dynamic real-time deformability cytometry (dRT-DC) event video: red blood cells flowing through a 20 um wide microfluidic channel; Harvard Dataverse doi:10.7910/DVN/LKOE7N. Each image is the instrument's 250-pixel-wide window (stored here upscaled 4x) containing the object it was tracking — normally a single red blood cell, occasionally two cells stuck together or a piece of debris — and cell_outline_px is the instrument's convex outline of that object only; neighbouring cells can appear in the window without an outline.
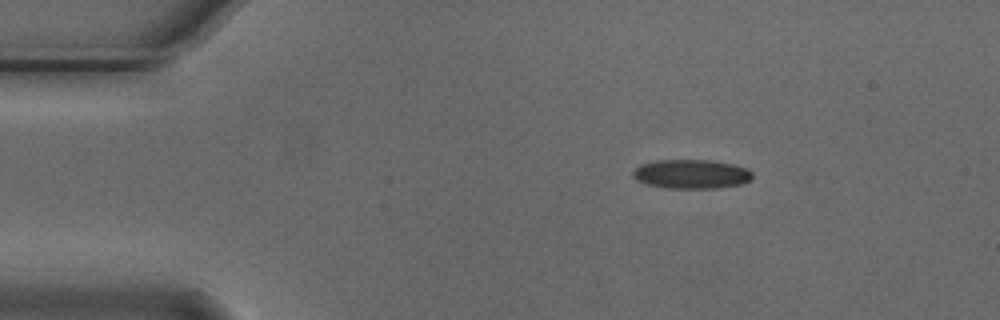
{"species": "Egyptian fruit bat (a non-hibernating species)", "species_latin": "Rousettus aegyptiacus", "temperature_condition": "cold", "stored_images_in_passage": 3, "camera_frame_rate_fps": 3000, "um_per_image_px": 0.085, "animal": {"sex": "male"}, "frame": {"image": 1, "passage_image": 1, "time_ms": 0.0, "image_size_px": [1000, 320], "cell_outline_px": [[752, 180], [744, 184], [716, 188], [668, 188], [644, 184], [636, 180], [632, 176], [632, 172], [640, 164], [656, 160], [708, 160], [732, 164], [748, 168], [752, 172]], "centroid_in_image_um": [58.77, 14.8], "position_along_channel_um": 26.2, "area_um2": 20.52}}
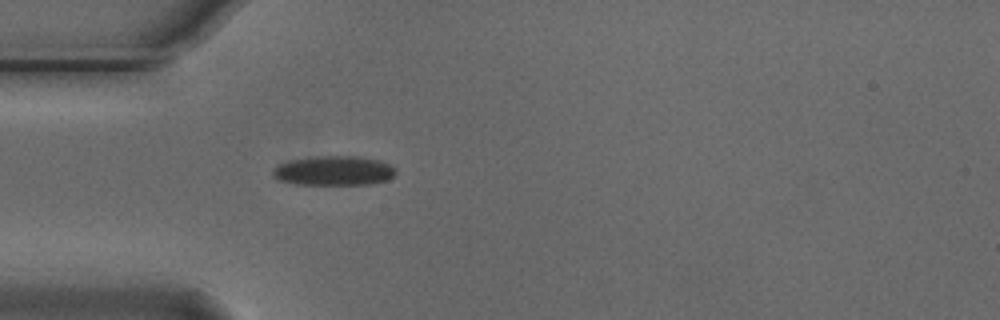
{"frame": {"image": 2, "passage_image": 3, "time_ms": 0.667, "image_size_px": [1000, 320], "cell_outline_px": [[396, 172], [388, 180], [368, 184], [296, 184], [280, 180], [272, 176], [272, 168], [288, 160], [316, 156], [356, 156], [380, 160], [396, 168]], "centroid_in_image_um": [28.36, 14.5], "position_along_channel_um": 56.6, "area_um2": 21.15}}